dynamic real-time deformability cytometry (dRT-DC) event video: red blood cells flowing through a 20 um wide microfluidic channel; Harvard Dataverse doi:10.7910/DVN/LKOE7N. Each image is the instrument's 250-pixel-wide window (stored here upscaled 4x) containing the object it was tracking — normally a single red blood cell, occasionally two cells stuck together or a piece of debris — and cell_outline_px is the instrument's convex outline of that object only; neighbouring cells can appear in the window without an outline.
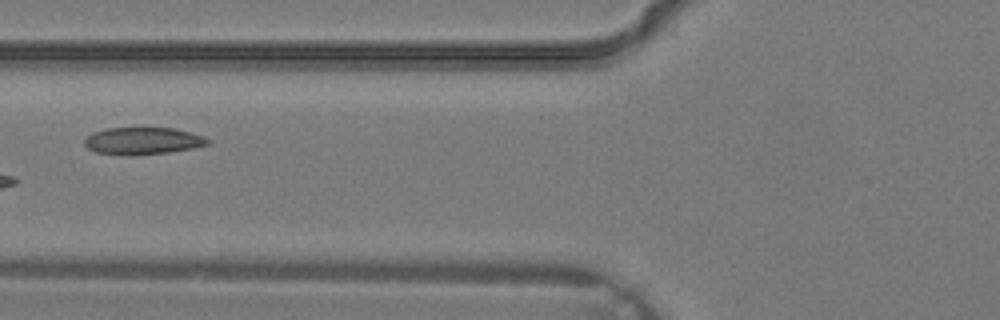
{"species": "common noctule bat (a hibernating species)", "species_latin": "Nyctalus noctula", "temperature_condition": "warm", "stored_images_in_passage": 5, "camera_frame_rate_fps": 3000, "um_per_image_px": 0.085, "animal": {"sex": "male", "body_mass_g": 19.2, "forearm_length_mm": 51.8}, "frame": {"image": 1, "passage_image": 5, "time_ms": 1.333, "image_size_px": [1000, 320], "cell_outline_px": [[212, 144], [192, 148], [168, 152], [96, 152], [88, 148], [84, 144], [84, 140], [92, 132], [108, 128], [140, 124], [172, 128], [192, 132], [204, 136], [212, 140]], "centroid_in_image_um": [12.22, 11.86], "position_along_channel_um": 113.6, "area_um2": 19.54}}